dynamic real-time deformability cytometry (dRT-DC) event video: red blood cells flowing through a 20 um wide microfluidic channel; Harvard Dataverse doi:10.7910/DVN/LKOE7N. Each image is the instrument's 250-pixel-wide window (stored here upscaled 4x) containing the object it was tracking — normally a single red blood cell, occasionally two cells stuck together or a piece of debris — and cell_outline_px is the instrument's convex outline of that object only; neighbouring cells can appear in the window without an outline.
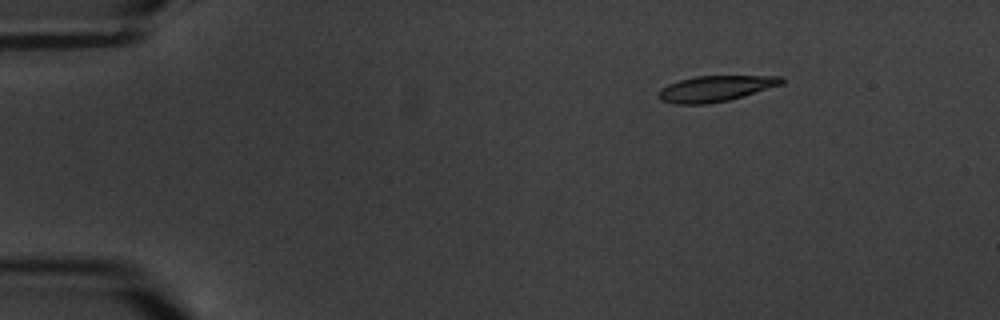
{"species": "common noctule bat (a hibernating species)", "species_latin": "Nyctalus noctula", "temperature_condition": "warm", "stored_images_in_passage": 5, "camera_frame_rate_fps": 3000, "um_per_image_px": 0.085, "animal": {"sex": "male", "body_mass_g": 20.1, "forearm_length_mm": 53.5}, "frame": {"image": 1, "passage_image": 3, "time_ms": 2.333, "image_size_px": [1000, 320], "cell_outline_px": [[784, 84], [744, 96], [728, 100], [708, 104], [676, 104], [660, 100], [656, 96], [656, 92], [660, 88], [668, 84], [680, 80], [696, 76], [784, 76]], "centroid_in_image_um": [60.8, 7.53], "position_along_channel_um": 24.2, "area_um2": 18.73}}
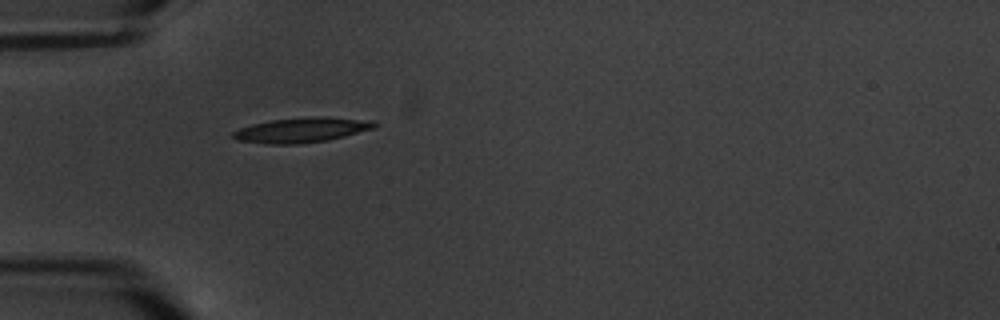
{"frame": {"image": 2, "passage_image": 5, "time_ms": 5.667, "image_size_px": [1000, 320], "cell_outline_px": [[376, 128], [328, 140], [296, 144], [264, 144], [236, 140], [232, 136], [232, 132], [240, 128], [252, 124], [272, 120], [372, 120], [376, 124]], "centroid_in_image_um": [25.51, 11.13], "position_along_channel_um": 59.5, "area_um2": 19.02}}